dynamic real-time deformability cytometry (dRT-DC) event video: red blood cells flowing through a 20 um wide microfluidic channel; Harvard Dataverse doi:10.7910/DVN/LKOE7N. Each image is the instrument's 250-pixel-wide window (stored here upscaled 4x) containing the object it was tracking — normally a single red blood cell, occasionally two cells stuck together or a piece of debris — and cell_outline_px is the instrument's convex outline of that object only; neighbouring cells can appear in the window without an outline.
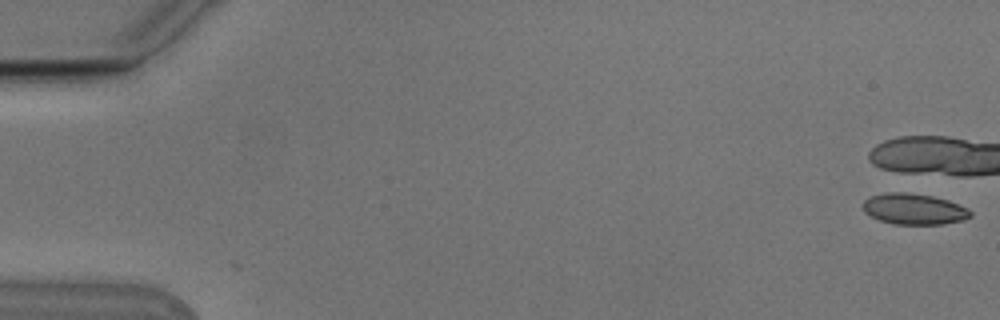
{"species": "Egyptian fruit bat (a non-hibernating species)", "species_latin": "Rousettus aegyptiacus", "temperature_condition": "cold", "stored_images_in_passage": 2, "camera_frame_rate_fps": 3000, "um_per_image_px": 0.085, "animal": {"sex": "male"}, "frame": {"image": 1, "passage_image": 2, "time_ms": 0.333, "image_size_px": [1000, 320], "cell_outline_px": [[972, 216], [964, 220], [944, 224], [896, 224], [880, 220], [864, 212], [864, 200], [868, 196], [884, 192], [904, 192], [932, 196], [948, 200], [968, 208], [972, 212]], "centroid_in_image_um": [77.7, 17.76], "position_along_channel_um": 7.3, "area_um2": 19.42}}